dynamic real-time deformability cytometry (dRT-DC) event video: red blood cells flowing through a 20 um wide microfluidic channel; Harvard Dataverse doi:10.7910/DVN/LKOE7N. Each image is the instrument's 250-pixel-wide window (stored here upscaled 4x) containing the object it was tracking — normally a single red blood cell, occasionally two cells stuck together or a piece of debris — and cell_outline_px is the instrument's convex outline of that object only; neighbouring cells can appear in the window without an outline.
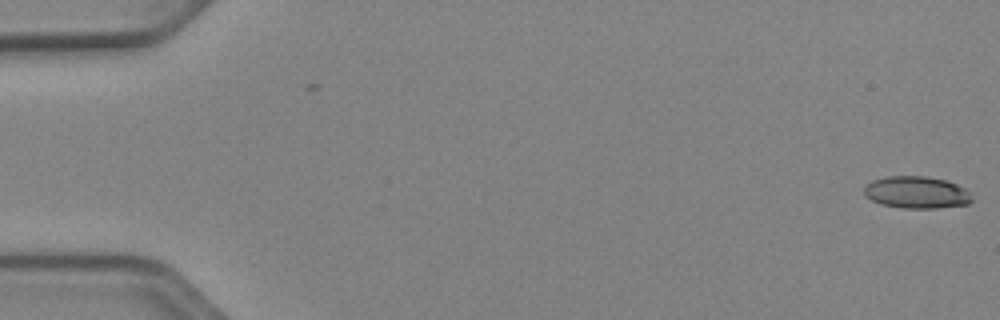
{"species": "Egyptian fruit bat (a non-hibernating species)", "species_latin": "Rousettus aegyptiacus", "temperature_condition": "cold", "stored_images_in_passage": 53, "camera_frame_rate_fps": 3000, "um_per_image_px": 0.085, "animal": {"sex": "female"}, "frame": {"image": 1, "passage_image": 1, "time_ms": 0.0, "image_size_px": [1000, 320], "cell_outline_px": [[972, 200], [968, 204], [936, 208], [900, 208], [880, 204], [864, 196], [864, 188], [872, 180], [884, 176], [928, 176], [948, 180], [964, 188], [968, 192]], "centroid_in_image_um": [77.88, 16.34], "position_along_channel_um": 7.1, "area_um2": 20.29}}
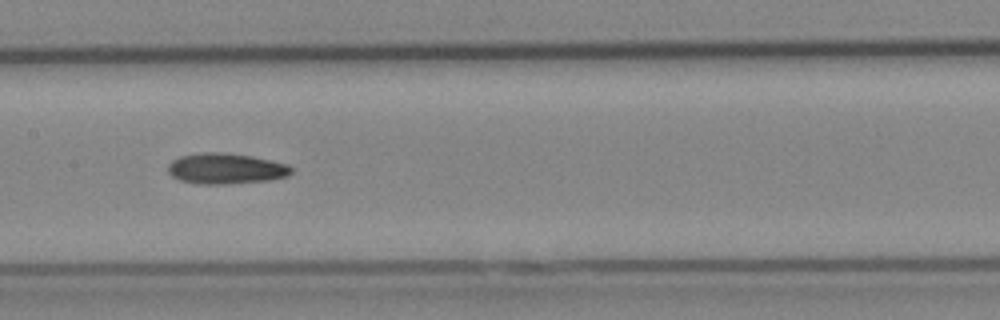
{"frame": {"image": 2, "passage_image": 27, "time_ms": 8.667, "image_size_px": [1000, 320], "cell_outline_px": [[292, 172], [288, 176], [268, 180], [224, 184], [196, 184], [180, 180], [172, 176], [168, 172], [168, 164], [172, 160], [180, 156], [200, 152], [220, 152], [252, 156], [272, 160], [288, 164], [292, 168]], "centroid_in_image_um": [19.18, 14.32], "position_along_channel_um": 188.2, "area_um2": 22.2}}
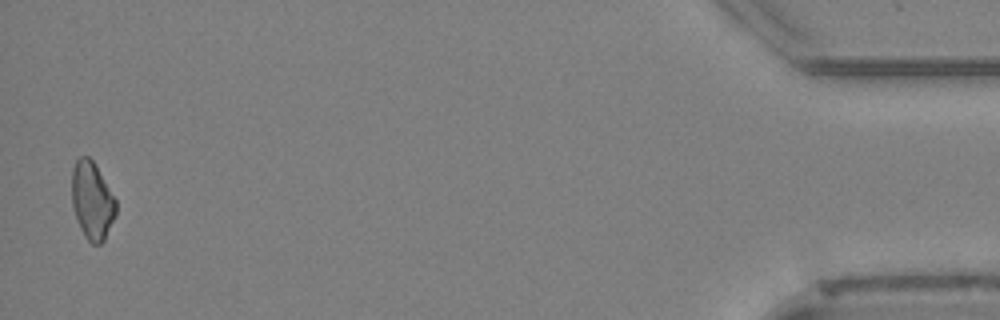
{"frame": {"image": 3, "passage_image": 52, "time_ms": 17.0, "image_size_px": [1000, 320], "cell_outline_px": [[116, 216], [104, 240], [100, 244], [92, 244], [84, 236], [80, 228], [72, 204], [72, 168], [76, 160], [80, 156], [88, 156], [92, 160], [116, 200]], "centroid_in_image_um": [7.83, 17.07], "position_along_channel_um": 427.4, "area_um2": 19.83}}